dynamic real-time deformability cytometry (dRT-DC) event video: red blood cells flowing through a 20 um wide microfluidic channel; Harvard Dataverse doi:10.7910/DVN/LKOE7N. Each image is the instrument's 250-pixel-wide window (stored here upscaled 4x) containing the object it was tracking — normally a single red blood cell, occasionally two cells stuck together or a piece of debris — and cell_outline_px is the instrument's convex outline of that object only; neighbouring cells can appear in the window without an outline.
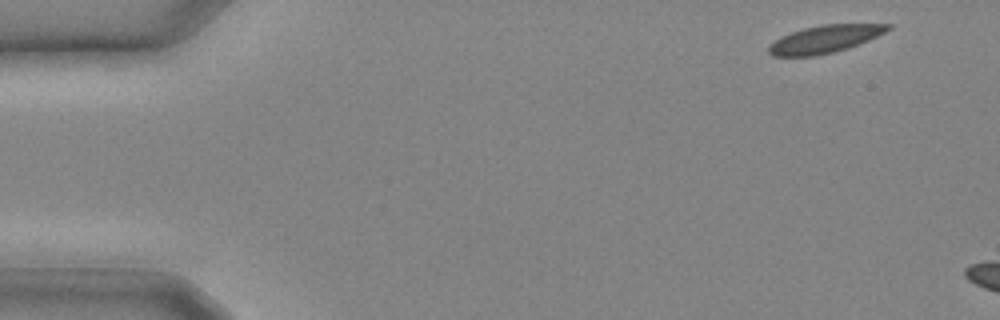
{"species": "common noctule bat (a hibernating species)", "species_latin": "Nyctalus noctula", "temperature_condition": "cold", "stored_images_in_passage": 4, "camera_frame_rate_fps": 3000, "um_per_image_px": 0.085, "animal": {"sex": "male", "body_mass_g": 20.4}, "frame": {"image": 1, "passage_image": 1, "time_ms": 0.0, "image_size_px": [1000, 320], "cell_outline_px": [[892, 28], [868, 40], [832, 52], [816, 56], [772, 56], [768, 52], [768, 44], [780, 36], [804, 28], [820, 24], [892, 24]], "centroid_in_image_um": [70.04, 3.32], "position_along_channel_um": 15.0, "area_um2": 18.96}}